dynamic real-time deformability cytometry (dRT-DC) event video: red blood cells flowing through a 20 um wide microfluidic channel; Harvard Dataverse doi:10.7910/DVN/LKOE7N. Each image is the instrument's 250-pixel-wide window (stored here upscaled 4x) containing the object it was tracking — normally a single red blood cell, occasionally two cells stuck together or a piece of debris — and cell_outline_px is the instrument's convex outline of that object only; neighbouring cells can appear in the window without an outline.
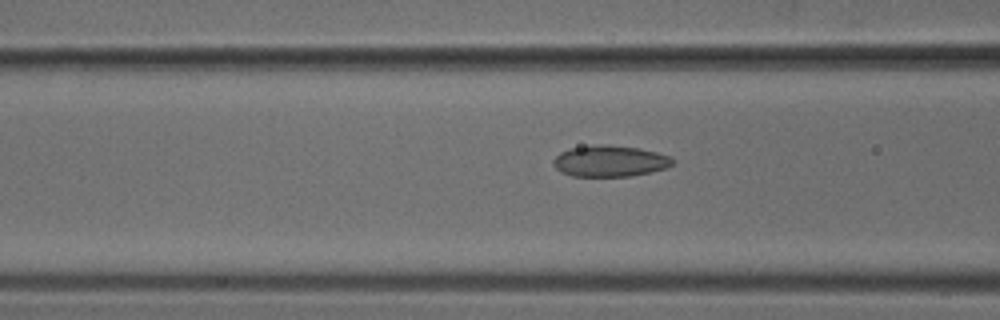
{"species": "common noctule bat (a hibernating species)", "species_latin": "Nyctalus noctula", "temperature_condition": "cold", "stored_images_in_passage": 15, "camera_frame_rate_fps": 3000, "um_per_image_px": 0.085, "animal": {"sex": "male", "body_mass_g": 18.8}, "frame": {"image": 1, "passage_image": 13, "time_ms": 4.0, "image_size_px": [1000, 320], "cell_outline_px": [[676, 160], [668, 168], [632, 176], [572, 176], [560, 172], [552, 164], [552, 160], [560, 152], [568, 148], [592, 144], [608, 144], [640, 148], [656, 152], [668, 156]], "centroid_in_image_um": [51.81, 13.68], "position_along_channel_um": 114.8, "area_um2": 22.08}}